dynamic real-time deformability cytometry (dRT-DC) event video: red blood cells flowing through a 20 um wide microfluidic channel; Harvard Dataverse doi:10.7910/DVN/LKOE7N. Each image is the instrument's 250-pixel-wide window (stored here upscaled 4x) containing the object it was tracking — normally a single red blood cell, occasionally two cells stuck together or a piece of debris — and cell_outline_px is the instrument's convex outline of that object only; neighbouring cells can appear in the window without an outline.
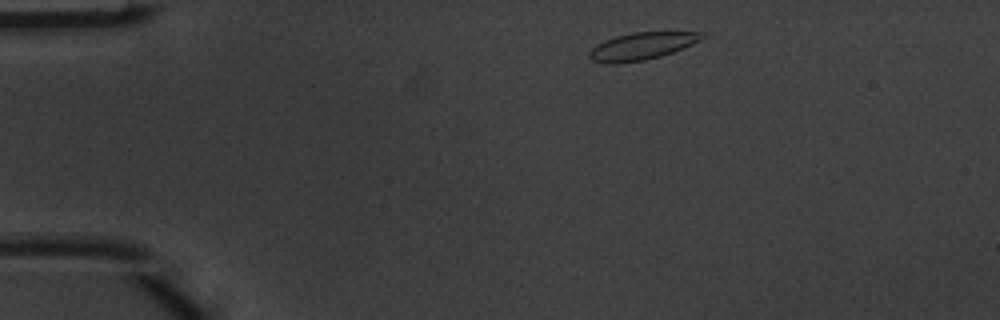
{"species": "common noctule bat (a hibernating species)", "species_latin": "Nyctalus noctula", "temperature_condition": "warm", "stored_images_in_passage": 5, "camera_frame_rate_fps": 3000, "um_per_image_px": 0.085, "animal": {"sex": "male", "body_mass_g": 20.1, "forearm_length_mm": 53.5}, "frame": {"image": 1, "passage_image": 1, "time_ms": 0.0, "image_size_px": [1000, 320], "cell_outline_px": [[704, 36], [700, 40], [684, 48], [660, 56], [644, 60], [616, 64], [608, 64], [592, 60], [588, 56], [588, 52], [596, 44], [604, 40], [616, 36], [632, 32], [704, 32]], "centroid_in_image_um": [54.51, 3.92], "position_along_channel_um": 30.5, "area_um2": 17.92}}
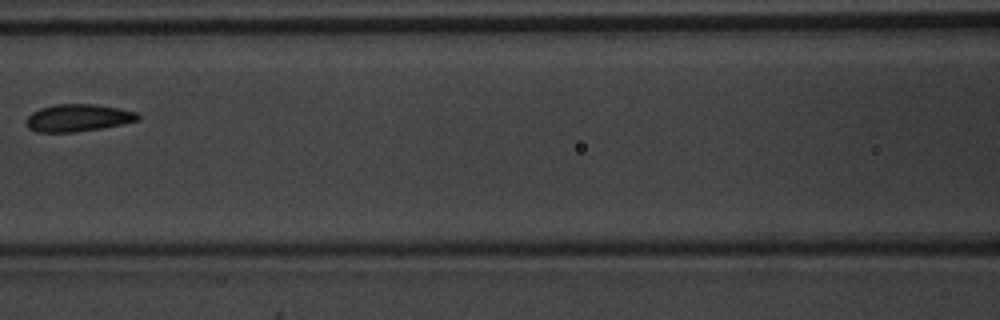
{"frame": {"image": 2, "passage_image": 5, "time_ms": 1.333, "image_size_px": [1000, 320], "cell_outline_px": [[140, 120], [100, 128], [76, 132], [36, 132], [28, 128], [24, 120], [32, 112], [40, 108], [56, 104], [92, 104], [116, 108], [136, 112], [140, 116]], "centroid_in_image_um": [6.58, 10.02], "position_along_channel_um": 160.0, "area_um2": 17.69}}